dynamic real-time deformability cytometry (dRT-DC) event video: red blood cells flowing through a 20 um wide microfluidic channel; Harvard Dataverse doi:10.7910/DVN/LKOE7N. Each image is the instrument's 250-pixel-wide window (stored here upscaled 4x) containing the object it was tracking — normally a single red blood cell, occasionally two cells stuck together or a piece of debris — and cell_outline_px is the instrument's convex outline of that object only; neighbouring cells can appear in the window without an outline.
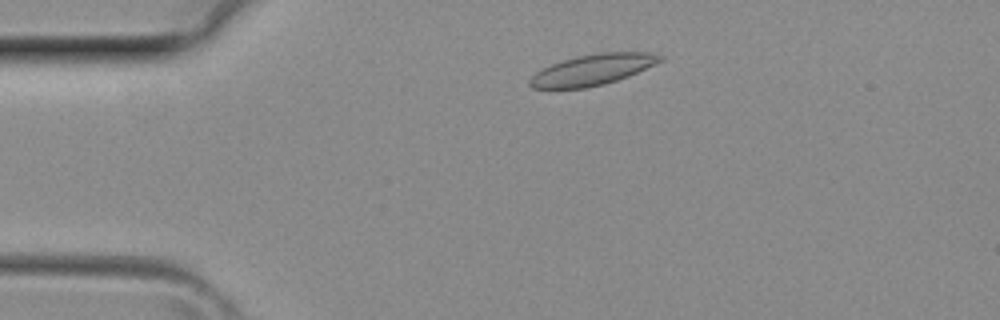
{"species": "common noctule bat (a hibernating species)", "species_latin": "Nyctalus noctula", "temperature_condition": "room temperature", "stored_images_in_passage": 36, "camera_frame_rate_fps": 3000, "um_per_image_px": 0.085, "animal": {"sex": "female", "body_mass_g": 29.2, "forearm_length_mm": 56.3}, "frame": {"image": 1, "passage_image": 5, "time_ms": 1.333, "image_size_px": [1000, 320], "cell_outline_px": [[664, 60], [628, 76], [604, 84], [588, 88], [532, 88], [528, 84], [528, 80], [536, 72], [560, 60], [576, 56], [600, 52], [648, 52], [664, 56]], "centroid_in_image_um": [50.37, 5.92], "position_along_channel_um": 34.6, "area_um2": 23.41}}
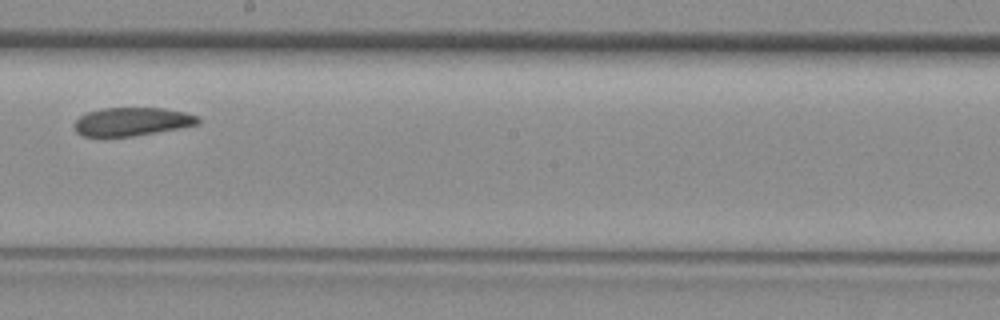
{"frame": {"image": 2, "passage_image": 19, "time_ms": 6.0, "image_size_px": [1000, 320], "cell_outline_px": [[200, 124], [132, 136], [84, 136], [76, 132], [72, 124], [80, 116], [88, 112], [104, 108], [164, 108], [184, 112], [200, 116]], "centroid_in_image_um": [11.22, 10.33], "position_along_channel_um": 237.0, "area_um2": 20.35}}
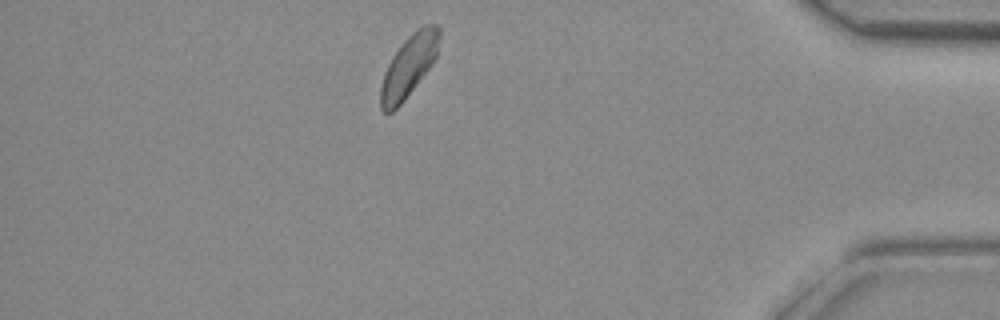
{"frame": {"image": 3, "passage_image": 31, "time_ms": 10.0, "image_size_px": [1000, 320], "cell_outline_px": [[440, 36], [436, 56], [432, 64], [404, 100], [392, 112], [384, 112], [380, 108], [380, 88], [384, 72], [392, 56], [404, 40], [416, 28], [424, 24], [440, 24]], "centroid_in_image_um": [34.75, 5.57], "position_along_channel_um": 400.5, "area_um2": 21.1}}